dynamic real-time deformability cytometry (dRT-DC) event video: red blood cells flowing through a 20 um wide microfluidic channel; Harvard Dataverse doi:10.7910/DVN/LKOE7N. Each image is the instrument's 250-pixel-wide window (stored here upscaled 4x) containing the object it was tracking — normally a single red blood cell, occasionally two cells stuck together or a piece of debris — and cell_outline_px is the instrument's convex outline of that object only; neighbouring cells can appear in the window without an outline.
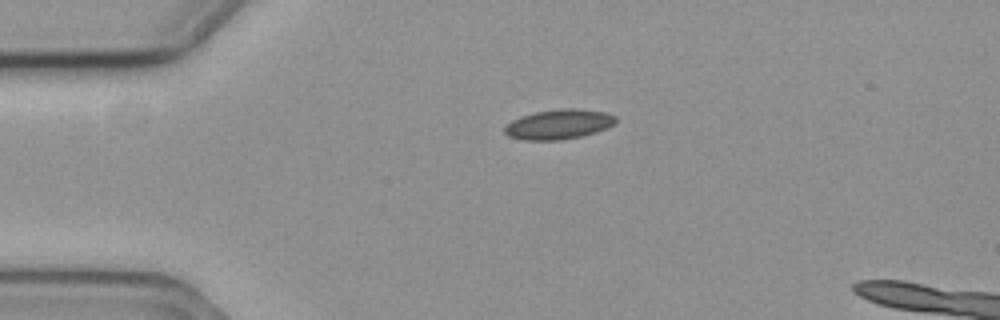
{"species": "common noctule bat (a hibernating species)", "species_latin": "Nyctalus noctula", "temperature_condition": "cold", "stored_images_in_passage": 6, "camera_frame_rate_fps": 3000, "um_per_image_px": 0.085, "animal": {"sex": "female", "body_mass_g": 19.3, "forearm_length_mm": 54.1}, "frame": {"image": 1, "passage_image": 1, "time_ms": 0.0, "image_size_px": [1000, 320], "cell_outline_px": [[616, 124], [608, 128], [596, 132], [580, 136], [560, 140], [524, 140], [508, 136], [504, 132], [504, 128], [512, 120], [520, 116], [536, 112], [564, 108], [576, 108], [604, 112], [616, 116]], "centroid_in_image_um": [47.51, 10.56], "position_along_channel_um": 37.5, "area_um2": 19.31}}